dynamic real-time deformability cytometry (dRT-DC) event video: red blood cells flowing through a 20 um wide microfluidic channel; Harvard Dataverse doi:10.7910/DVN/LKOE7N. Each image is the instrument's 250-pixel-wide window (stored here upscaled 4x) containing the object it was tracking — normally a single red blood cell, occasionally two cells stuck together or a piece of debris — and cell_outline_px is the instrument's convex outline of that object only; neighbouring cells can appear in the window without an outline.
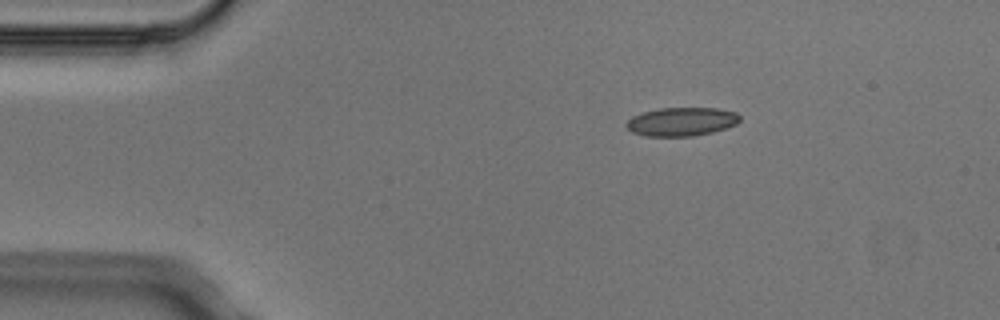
{"species": "Egyptian fruit bat (a non-hibernating species)", "species_latin": "Rousettus aegyptiacus", "temperature_condition": "cold", "stored_images_in_passage": 3, "camera_frame_rate_fps": 3000, "um_per_image_px": 0.085, "animal": {"sex": "male"}, "frame": {"image": 1, "passage_image": 1, "time_ms": 0.0, "image_size_px": [1000, 320], "cell_outline_px": [[740, 120], [736, 124], [712, 132], [692, 136], [644, 136], [632, 132], [624, 124], [632, 116], [644, 112], [660, 108], [716, 108], [736, 112], [740, 116]], "centroid_in_image_um": [57.92, 10.34], "position_along_channel_um": 27.1, "area_um2": 18.84}}
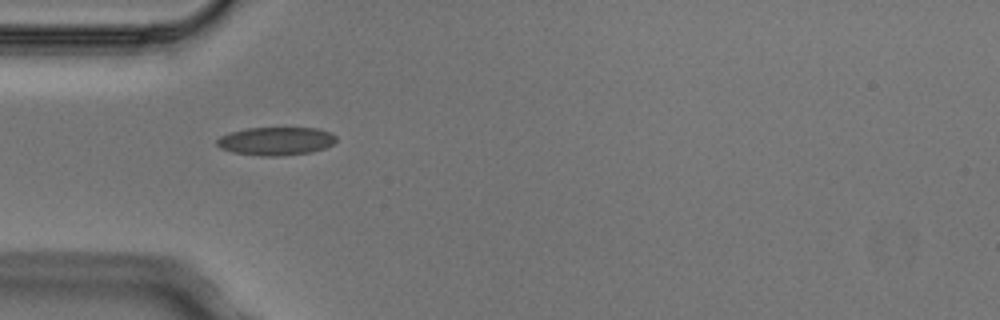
{"frame": {"image": 2, "passage_image": 3, "time_ms": 0.667, "image_size_px": [1000, 320], "cell_outline_px": [[336, 140], [332, 144], [324, 148], [312, 152], [284, 156], [260, 156], [232, 152], [220, 148], [216, 144], [216, 140], [220, 136], [232, 132], [248, 128], [316, 128], [332, 132], [336, 136]], "centroid_in_image_um": [23.46, 12.0], "position_along_channel_um": 61.5, "area_um2": 19.71}}